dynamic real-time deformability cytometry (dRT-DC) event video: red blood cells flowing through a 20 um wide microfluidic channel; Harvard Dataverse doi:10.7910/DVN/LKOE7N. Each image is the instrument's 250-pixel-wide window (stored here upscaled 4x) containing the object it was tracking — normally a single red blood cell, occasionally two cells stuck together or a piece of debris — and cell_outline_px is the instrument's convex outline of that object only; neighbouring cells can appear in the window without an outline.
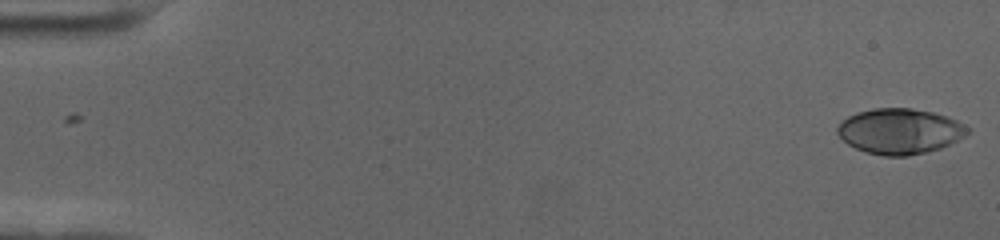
{"species": "human", "species_latin": "Homo sapiens", "temperature_condition": "cold", "stored_images_in_passage": 58, "camera_frame_rate_fps": 3000, "um_per_image_px": 0.085, "donor": {"sex": "female"}, "frame": {"image": 1, "passage_image": 1, "time_ms": 0.0, "image_size_px": [1000, 240], "cell_outline_px": [[972, 128], [964, 136], [940, 148], [928, 152], [908, 156], [884, 156], [864, 152], [848, 144], [836, 132], [836, 128], [848, 116], [856, 112], [872, 108], [912, 108], [932, 112], [956, 120]], "centroid_in_image_um": [76.47, 11.16], "position_along_channel_um": 8.5, "area_um2": 34.45}}
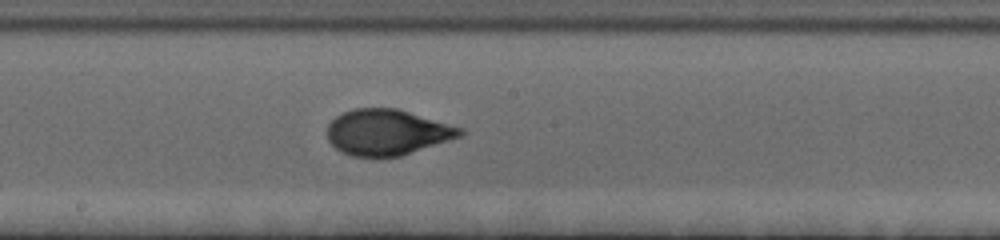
{"frame": {"image": 2, "passage_image": 32, "time_ms": 10.333, "image_size_px": [1000, 240], "cell_outline_px": [[464, 136], [400, 156], [352, 156], [340, 152], [328, 140], [328, 124], [336, 116], [352, 108], [396, 108], [464, 128]], "centroid_in_image_um": [32.93, 11.24], "position_along_channel_um": 215.3, "area_um2": 35.43}}
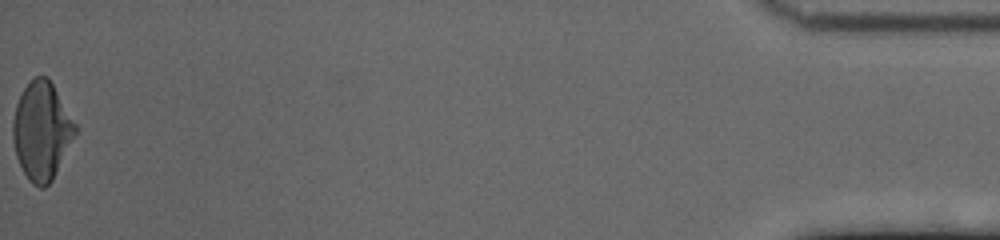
{"frame": {"image": 3, "passage_image": 58, "time_ms": 19.0, "image_size_px": [1000, 240], "cell_outline_px": [[80, 128], [52, 180], [44, 188], [40, 188], [32, 184], [28, 180], [16, 156], [12, 136], [12, 124], [16, 104], [24, 88], [36, 76], [48, 76]], "centroid_in_image_um": [3.58, 11.12], "position_along_channel_um": 431.6, "area_um2": 35.89}, "authors_computed_cell_mechanics": {"area_um2": 35.1424, "velocity_mm_per_s": 3.5391, "shape_relaxation_time_tau1_ms": 3.9135, "shape_relaxation_time_tau2_ms": null, "deformation_change_tau1": 0.1811, "deformation_change_tau2": null}}